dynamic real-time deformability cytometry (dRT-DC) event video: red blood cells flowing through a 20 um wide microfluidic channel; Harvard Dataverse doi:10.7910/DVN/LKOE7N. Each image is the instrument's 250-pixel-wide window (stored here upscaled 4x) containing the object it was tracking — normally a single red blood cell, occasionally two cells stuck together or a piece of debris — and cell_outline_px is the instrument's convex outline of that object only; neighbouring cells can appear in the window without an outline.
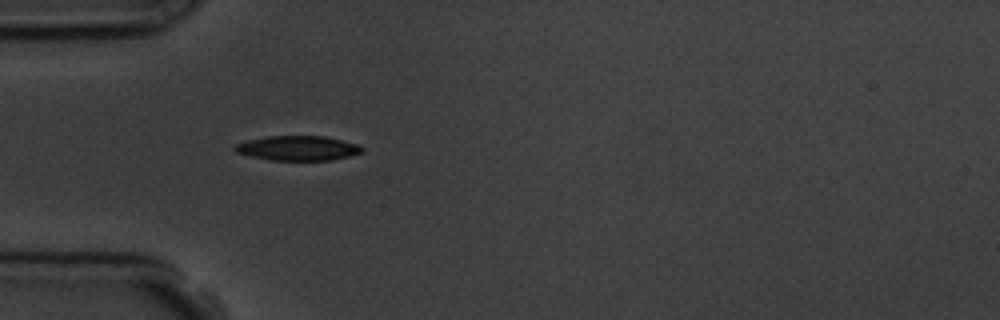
{"species": "common noctule bat (a hibernating species)", "species_latin": "Nyctalus noctula", "temperature_condition": "room temperature", "stored_images_in_passage": 2, "camera_frame_rate_fps": 3000, "um_per_image_px": 0.085, "animal": {"sex": "male", "body_mass_g": 19.5, "forearm_length_mm": 54.6}, "frame": {"image": 1, "passage_image": 1, "time_ms": 0.0, "image_size_px": [1000, 320], "cell_outline_px": [[364, 152], [332, 160], [268, 160], [236, 152], [232, 148], [236, 144], [248, 140], [268, 136], [324, 136], [356, 144], [364, 148]], "centroid_in_image_um": [25.31, 12.59], "position_along_channel_um": 59.7, "area_um2": 18.15}}